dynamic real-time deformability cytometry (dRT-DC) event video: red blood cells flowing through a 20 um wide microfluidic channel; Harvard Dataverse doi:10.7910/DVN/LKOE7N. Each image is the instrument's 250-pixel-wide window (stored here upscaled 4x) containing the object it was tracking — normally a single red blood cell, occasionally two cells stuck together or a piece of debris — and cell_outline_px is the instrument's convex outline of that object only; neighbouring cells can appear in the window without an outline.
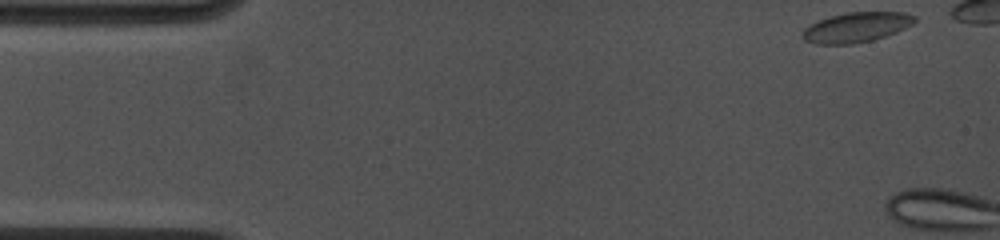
{"species": "common noctule bat (a hibernating species)", "species_latin": "Nyctalus noctula", "temperature_condition": "cold", "stored_images_in_passage": 2, "camera_frame_rate_fps": 4500, "um_per_image_px": 0.085, "animal": {"sex": "female", "body_mass_g": 19.0, "forearm_length_mm": 53.3}, "frame": {"image": 1, "passage_image": 1, "time_ms": 0.0, "image_size_px": [1000, 240], "cell_outline_px": [[916, 20], [912, 24], [896, 32], [872, 40], [852, 44], [816, 44], [804, 40], [804, 28], [808, 24], [832, 16], [848, 12], [904, 12], [916, 16]], "centroid_in_image_um": [72.8, 2.31], "position_along_channel_um": 12.2, "area_um2": 19.36}}